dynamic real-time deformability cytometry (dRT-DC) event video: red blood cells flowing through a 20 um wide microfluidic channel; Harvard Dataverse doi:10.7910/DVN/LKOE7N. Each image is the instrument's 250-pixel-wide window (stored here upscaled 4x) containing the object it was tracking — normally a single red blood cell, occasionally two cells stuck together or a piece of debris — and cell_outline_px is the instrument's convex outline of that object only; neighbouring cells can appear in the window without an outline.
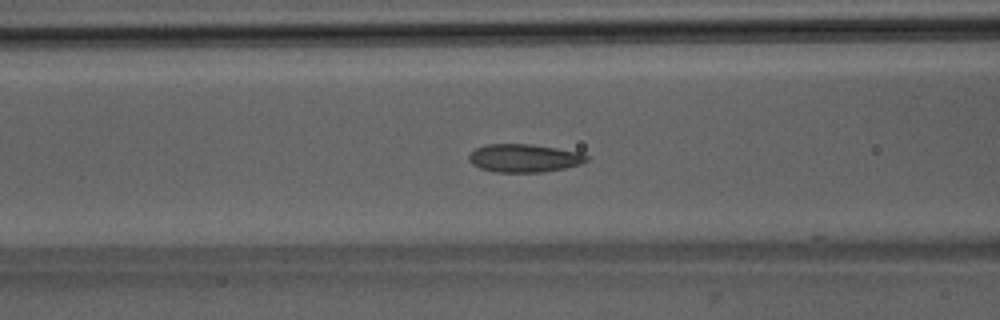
{"species": "Egyptian fruit bat (a non-hibernating species)", "species_latin": "Rousettus aegyptiacus", "temperature_condition": "room temperature", "stored_images_in_passage": 36, "camera_frame_rate_fps": 3000, "um_per_image_px": 0.085, "animal": {"sex": "male"}, "frame": {"image": 1, "passage_image": 5, "time_ms": 1.333, "image_size_px": [1000, 320], "cell_outline_px": [[588, 160], [580, 164], [564, 168], [544, 172], [496, 172], [480, 168], [472, 164], [468, 160], [468, 156], [476, 148], [488, 144], [532, 144], [580, 152], [588, 156]], "centroid_in_image_um": [44.55, 13.44], "position_along_channel_um": 122.1, "area_um2": 19.25}}
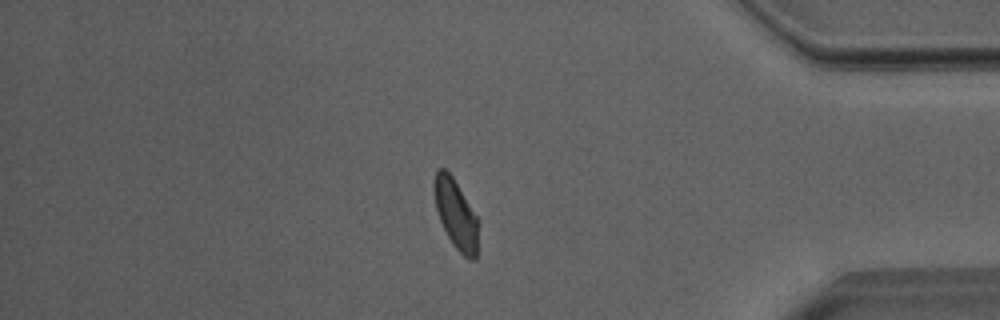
{"frame": {"image": 2, "passage_image": 28, "time_ms": 9.0, "image_size_px": [1000, 320], "cell_outline_px": [[480, 220], [476, 260], [468, 260], [452, 244], [440, 220], [436, 208], [432, 192], [432, 180], [436, 168], [444, 168], [452, 176]], "centroid_in_image_um": [38.75, 18.19], "position_along_channel_um": 396.4, "area_um2": 18.44}}
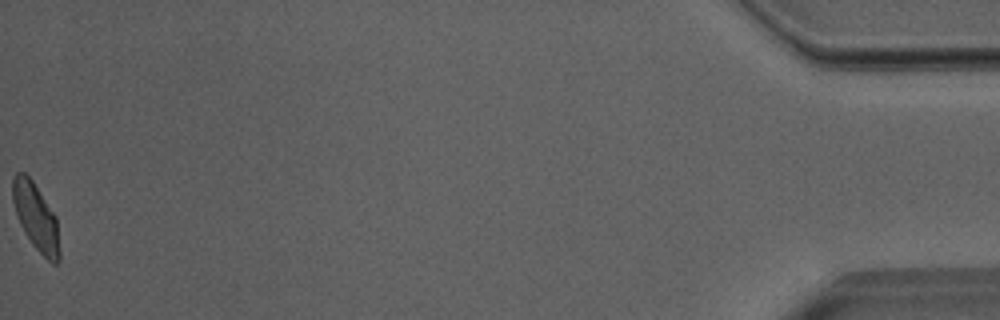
{"frame": {"image": 3, "passage_image": 36, "time_ms": 11.667, "image_size_px": [1000, 320], "cell_outline_px": [[60, 260], [56, 264], [52, 264], [32, 244], [24, 232], [20, 224], [12, 200], [12, 176], [16, 172], [24, 172], [32, 180], [56, 216], [60, 252]], "centroid_in_image_um": [3.05, 18.44], "position_along_channel_um": 432.2, "area_um2": 18.26}, "authors_computed_cell_mechanics": {"area_um2": 18.4671, "velocity_mm_per_s": 3.9745, "shape_relaxation_time_tau1_ms": 4.1385, "shape_relaxation_time_tau2_ms": 1.1593, "deformation_change_tau1": 0.1428, "deformation_change_tau2": 0.053}}